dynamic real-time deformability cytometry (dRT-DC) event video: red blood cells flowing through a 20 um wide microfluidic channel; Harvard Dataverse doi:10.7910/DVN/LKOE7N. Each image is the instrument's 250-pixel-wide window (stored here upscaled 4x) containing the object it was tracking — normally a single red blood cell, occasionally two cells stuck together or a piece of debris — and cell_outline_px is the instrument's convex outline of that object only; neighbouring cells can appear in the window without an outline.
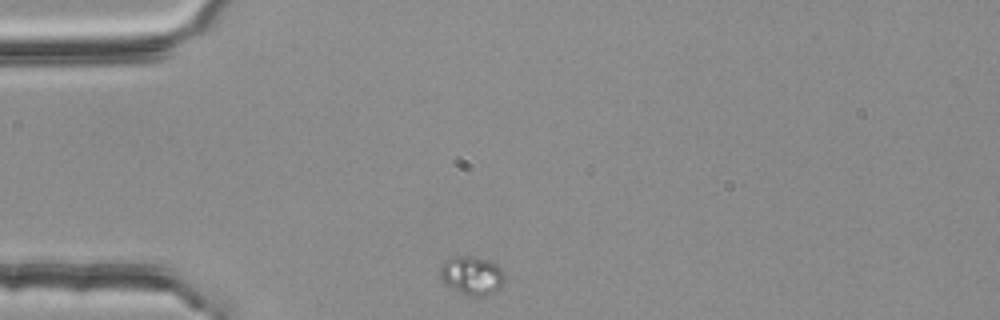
{"species": "common noctule bat (a hibernating species)", "species_latin": "Nyctalus noctula", "temperature_condition": "room temperature", "stored_images_in_passage": 2, "camera_frame_rate_fps": 3000, "um_per_image_px": 0.085, "animal": {"sex": "female", "body_mass_g": 25.1}, "frame": {"image": 1, "passage_image": 1, "time_ms": 0.0, "image_size_px": [1000, 320], "cell_outline_px": [[504, 284], [496, 292], [484, 296], [464, 296], [444, 284], [440, 276], [440, 268], [444, 260], [456, 256], [472, 256], [492, 260], [504, 272]], "centroid_in_image_um": [40.12, 23.43], "position_along_channel_um": 44.9, "area_um2": 14.97}}